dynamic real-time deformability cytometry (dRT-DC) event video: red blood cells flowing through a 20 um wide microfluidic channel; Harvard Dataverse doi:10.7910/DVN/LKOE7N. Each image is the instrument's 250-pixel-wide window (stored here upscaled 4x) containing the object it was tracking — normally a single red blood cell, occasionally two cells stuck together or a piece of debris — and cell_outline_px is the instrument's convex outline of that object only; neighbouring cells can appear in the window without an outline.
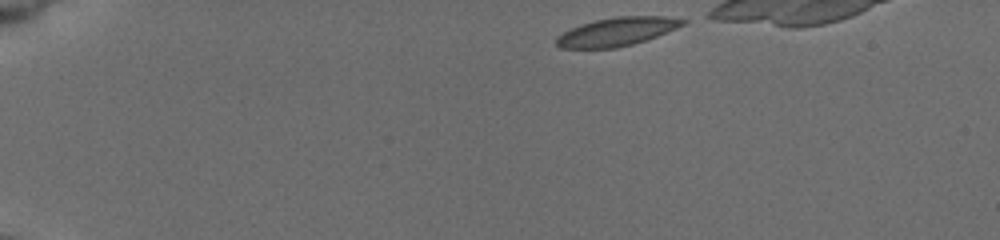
{"species": "common noctule bat (a hibernating species)", "species_latin": "Nyctalus noctula", "temperature_condition": "cold", "stored_images_in_passage": 40, "camera_frame_rate_fps": 3000, "um_per_image_px": 0.085, "animal": {"sex": "female", "body_mass_g": 19.5, "forearm_length_mm": 54.1}, "frame": {"image": 1, "passage_image": 1, "time_ms": 0.0, "image_size_px": [1000, 240], "cell_outline_px": [[688, 20], [684, 24], [676, 28], [656, 36], [632, 44], [616, 48], [560, 48], [556, 44], [556, 36], [580, 24], [596, 20], [616, 16], [664, 16]], "centroid_in_image_um": [52.41, 2.69], "position_along_channel_um": 32.6, "area_um2": 20.75}}
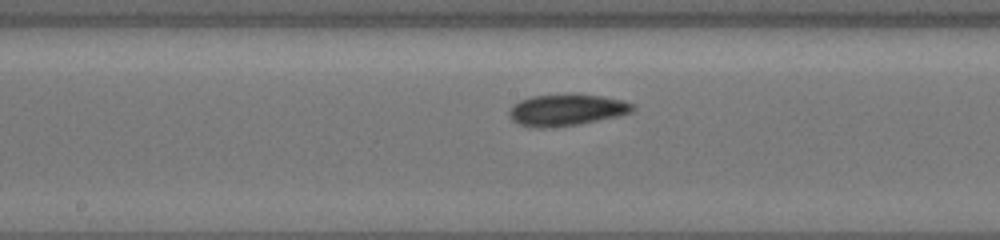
{"frame": {"image": 2, "passage_image": 21, "time_ms": 6.667, "image_size_px": [1000, 240], "cell_outline_px": [[636, 108], [632, 112], [616, 116], [576, 124], [544, 128], [536, 128], [520, 124], [512, 120], [508, 116], [508, 112], [512, 104], [520, 100], [532, 96], [600, 96], [624, 100], [636, 104]], "centroid_in_image_um": [48.14, 9.36], "position_along_channel_um": 200.1, "area_um2": 22.08}}
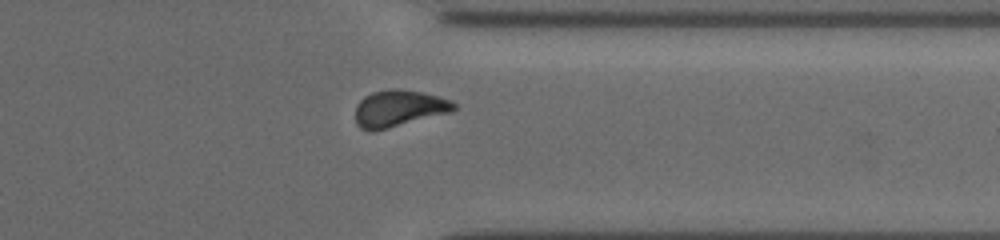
{"frame": {"image": 3, "passage_image": 35, "time_ms": 11.333, "image_size_px": [1000, 240], "cell_outline_px": [[456, 108], [452, 112], [372, 132], [368, 132], [360, 128], [356, 124], [356, 104], [364, 96], [372, 92], [388, 88], [400, 88], [424, 92], [452, 100], [456, 104]], "centroid_in_image_um": [33.89, 9.2], "position_along_channel_um": 377.5, "area_um2": 21.44}}